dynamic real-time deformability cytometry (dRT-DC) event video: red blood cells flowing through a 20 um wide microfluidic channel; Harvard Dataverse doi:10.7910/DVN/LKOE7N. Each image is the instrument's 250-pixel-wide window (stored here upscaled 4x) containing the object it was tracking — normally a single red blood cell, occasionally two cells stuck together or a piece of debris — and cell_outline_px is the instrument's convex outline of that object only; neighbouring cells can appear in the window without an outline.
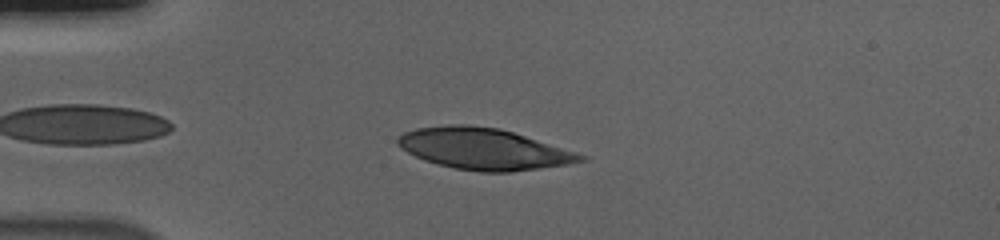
{"species": "human", "species_latin": "Homo sapiens", "temperature_condition": "cold", "stored_images_in_passage": 42, "camera_frame_rate_fps": 3000, "um_per_image_px": 0.085, "donor": {"sex": "male"}, "frame": {"image": 1, "passage_image": 5, "time_ms": 1.333, "image_size_px": [1000, 240], "cell_outline_px": [[592, 156], [588, 160], [568, 164], [512, 172], [480, 172], [452, 168], [424, 160], [400, 148], [396, 144], [396, 140], [404, 132], [416, 128], [448, 124], [468, 124], [500, 128]], "centroid_in_image_um": [41.16, 12.65], "position_along_channel_um": 43.8, "area_um2": 44.51}}
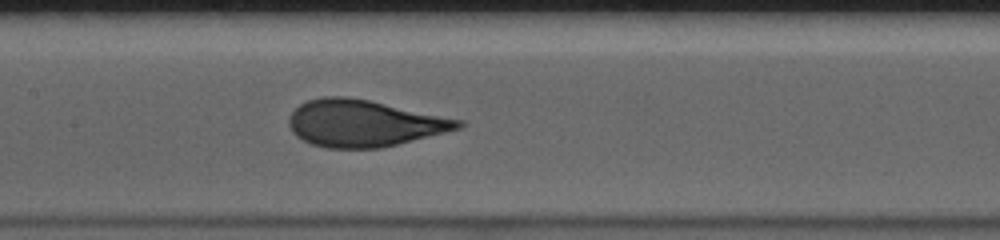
{"frame": {"image": 2, "passage_image": 18, "time_ms": 5.667, "image_size_px": [1000, 240], "cell_outline_px": [[464, 124], [460, 128], [380, 148], [324, 148], [312, 144], [296, 136], [292, 132], [288, 124], [288, 120], [292, 112], [300, 104], [308, 100], [324, 96], [348, 96], [368, 100], [464, 120]], "centroid_in_image_um": [30.89, 10.47], "position_along_channel_um": 176.5, "area_um2": 45.78}}
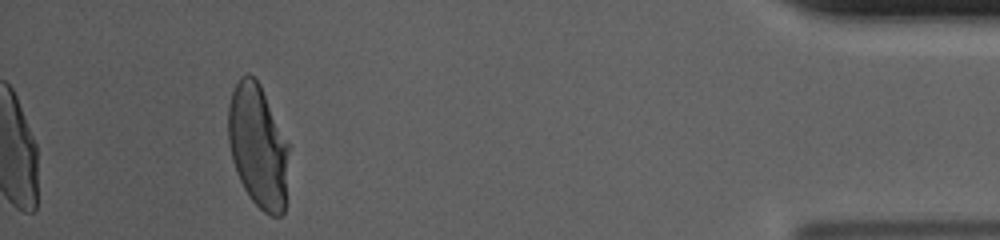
{"frame": {"image": 3, "passage_image": 42, "time_ms": 13.667, "image_size_px": [1000, 240], "cell_outline_px": [[288, 152], [284, 212], [280, 216], [272, 216], [264, 212], [248, 196], [236, 172], [232, 160], [228, 140], [228, 104], [232, 92], [240, 76], [248, 72], [260, 84], [288, 144]], "centroid_in_image_um": [21.9, 12.41], "position_along_channel_um": 413.3, "area_um2": 43.18}, "authors_computed_cell_mechanics": {"area_um2": 45.3441, "velocity_mm_per_s": 3.6811, "shape_relaxation_time_tau1_ms": 4.1066, "shape_relaxation_time_tau2_ms": null, "deformation_change_tau1": 0.2049, "deformation_change_tau2": null}}